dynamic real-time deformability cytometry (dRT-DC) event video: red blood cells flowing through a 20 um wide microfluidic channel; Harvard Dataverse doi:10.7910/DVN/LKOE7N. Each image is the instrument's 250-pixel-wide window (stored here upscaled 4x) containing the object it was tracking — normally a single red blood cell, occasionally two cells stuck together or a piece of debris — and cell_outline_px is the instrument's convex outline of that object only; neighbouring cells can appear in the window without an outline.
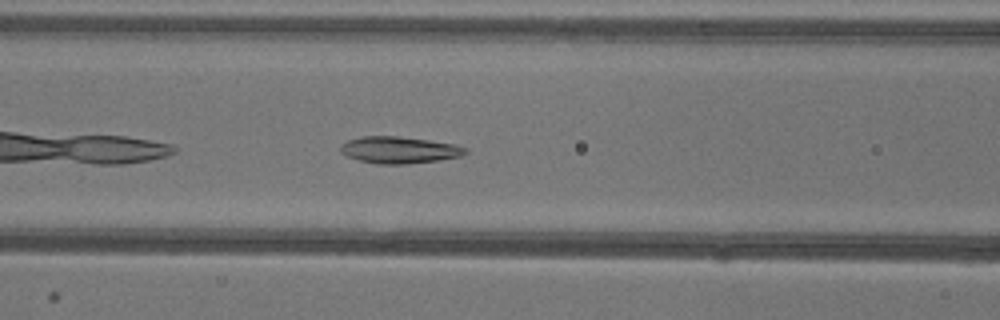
{"species": "common noctule bat (a hibernating species)", "species_latin": "Nyctalus noctula", "temperature_condition": "warm", "stored_images_in_passage": 34, "camera_frame_rate_fps": 3000, "um_per_image_px": 0.085, "animal": {"sex": "female"}, "frame": {"image": 1, "passage_image": 7, "time_ms": 2.0, "image_size_px": [1000, 320], "cell_outline_px": [[468, 152], [460, 156], [436, 160], [408, 164], [380, 164], [360, 160], [348, 156], [340, 152], [340, 144], [348, 140], [360, 136], [396, 136], [428, 140], [452, 144], [468, 148]], "centroid_in_image_um": [33.9, 12.74], "position_along_channel_um": 132.7, "area_um2": 19.31}}
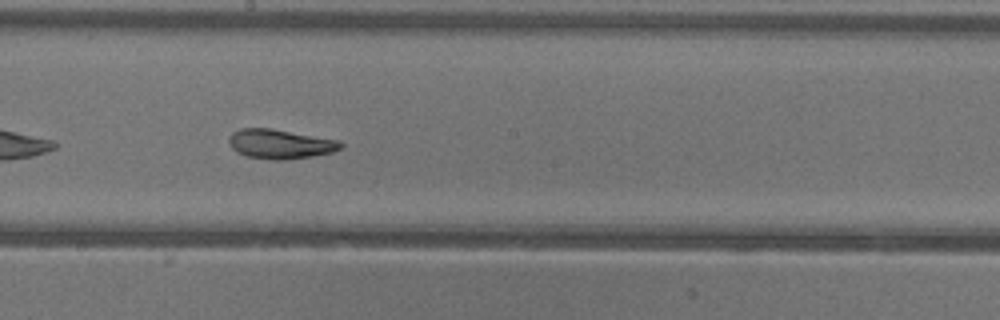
{"frame": {"image": 2, "passage_image": 14, "time_ms": 4.333, "image_size_px": [1000, 320], "cell_outline_px": [[344, 148], [332, 152], [312, 156], [284, 160], [272, 160], [248, 156], [236, 152], [232, 148], [228, 140], [228, 136], [232, 132], [240, 128], [272, 128], [340, 140], [344, 144]], "centroid_in_image_um": [23.83, 12.23], "position_along_channel_um": 224.4, "area_um2": 19.42}}
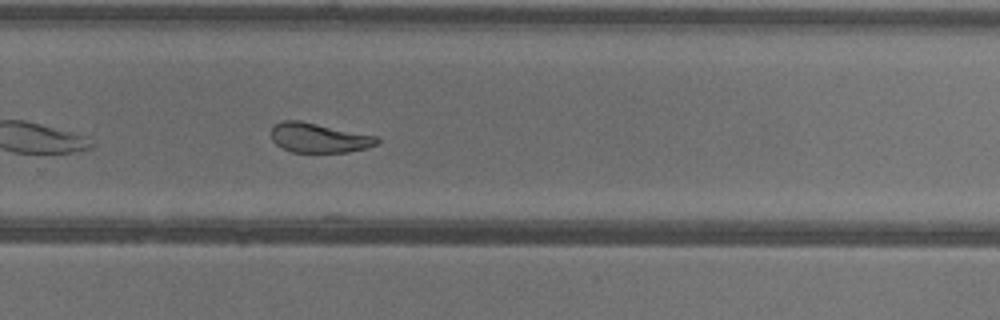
{"frame": {"image": 3, "passage_image": 20, "time_ms": 6.333, "image_size_px": [1000, 320], "cell_outline_px": [[380, 140], [376, 144], [368, 148], [348, 152], [292, 152], [280, 148], [272, 140], [272, 128], [276, 124], [284, 120], [300, 120], [376, 136]], "centroid_in_image_um": [27.1, 11.72], "position_along_channel_um": 302.7, "area_um2": 18.21}, "authors_computed_cell_mechanics": {"area_um2": 19.2763, "velocity_mm_per_s": 3.9412, "shape_relaxation_time_tau1_ms": 5.3953, "shape_relaxation_time_tau2_ms": 2.7965, "deformation_change_tau1": 0.1613, "deformation_change_tau2": 0.0847}}